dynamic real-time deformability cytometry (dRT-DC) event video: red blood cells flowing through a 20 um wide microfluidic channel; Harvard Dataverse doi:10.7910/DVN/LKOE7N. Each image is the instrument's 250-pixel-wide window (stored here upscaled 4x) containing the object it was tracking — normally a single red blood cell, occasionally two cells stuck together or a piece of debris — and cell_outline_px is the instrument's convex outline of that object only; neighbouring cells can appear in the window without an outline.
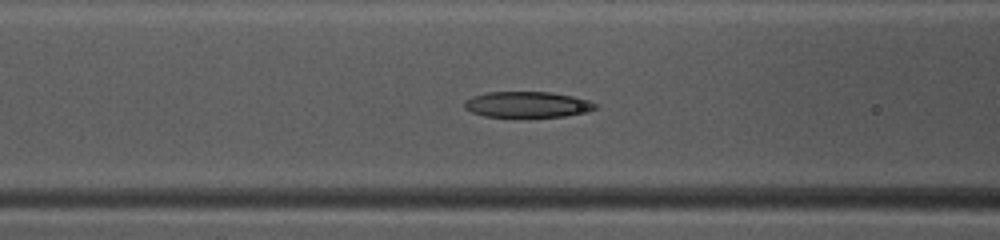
{"species": "common noctule bat (a hibernating species)", "species_latin": "Nyctalus noctula", "temperature_condition": "warm", "stored_images_in_passage": 39, "camera_frame_rate_fps": 3000, "um_per_image_px": 0.085, "animal": {"sex": "female", "body_mass_g": 10.0, "forearm_length_mm": 53.1}, "frame": {"image": 1, "passage_image": 10, "time_ms": 3.0, "image_size_px": [1000, 240], "cell_outline_px": [[600, 104], [596, 108], [588, 112], [564, 116], [484, 116], [472, 112], [464, 108], [464, 100], [472, 96], [488, 92], [552, 92], [572, 96], [588, 100]], "centroid_in_image_um": [44.84, 8.87], "position_along_channel_um": 121.8, "area_um2": 19.65}}
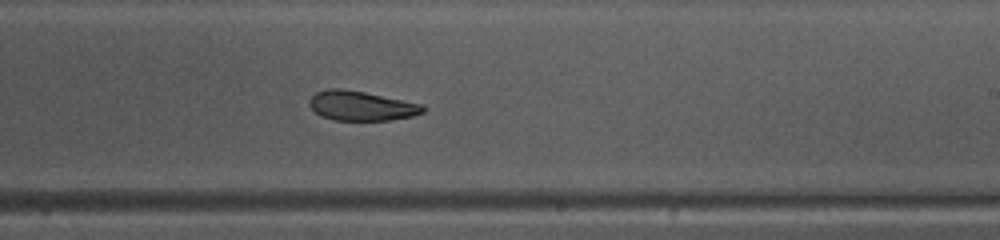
{"frame": {"image": 2, "passage_image": 20, "time_ms": 6.333, "image_size_px": [1000, 240], "cell_outline_px": [[428, 108], [424, 112], [412, 116], [388, 120], [332, 120], [320, 116], [308, 104], [308, 100], [316, 92], [328, 88], [340, 88], [364, 92], [424, 104]], "centroid_in_image_um": [30.72, 8.99], "position_along_channel_um": 258.3, "area_um2": 19.71}}
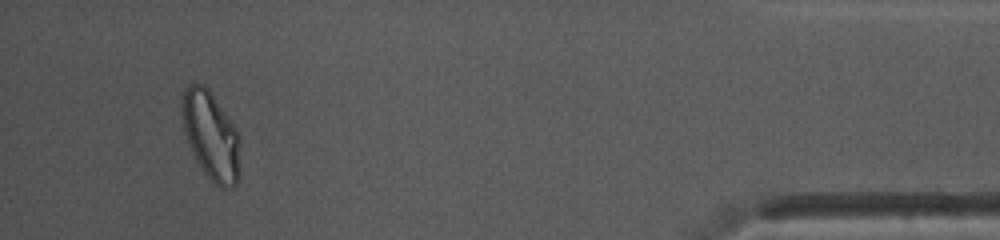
{"frame": {"image": 3, "passage_image": 36, "time_ms": 11.667, "image_size_px": [1000, 240], "cell_outline_px": [[240, 180], [232, 188], [220, 188], [204, 172], [196, 160], [188, 144], [184, 132], [180, 112], [180, 100], [184, 88], [188, 84], [204, 84], [208, 88], [236, 128], [240, 136]], "centroid_in_image_um": [17.93, 11.53], "position_along_channel_um": 417.3, "area_um2": 30.58}, "authors_computed_cell_mechanics": {"area_um2": 21.1548, "velocity_mm_per_s": 4.101, "shape_relaxation_time_tau1_ms": null, "shape_relaxation_time_tau2_ms": 4.3493, "deformation_change_tau1": null, "deformation_change_tau2": 0.0746}}